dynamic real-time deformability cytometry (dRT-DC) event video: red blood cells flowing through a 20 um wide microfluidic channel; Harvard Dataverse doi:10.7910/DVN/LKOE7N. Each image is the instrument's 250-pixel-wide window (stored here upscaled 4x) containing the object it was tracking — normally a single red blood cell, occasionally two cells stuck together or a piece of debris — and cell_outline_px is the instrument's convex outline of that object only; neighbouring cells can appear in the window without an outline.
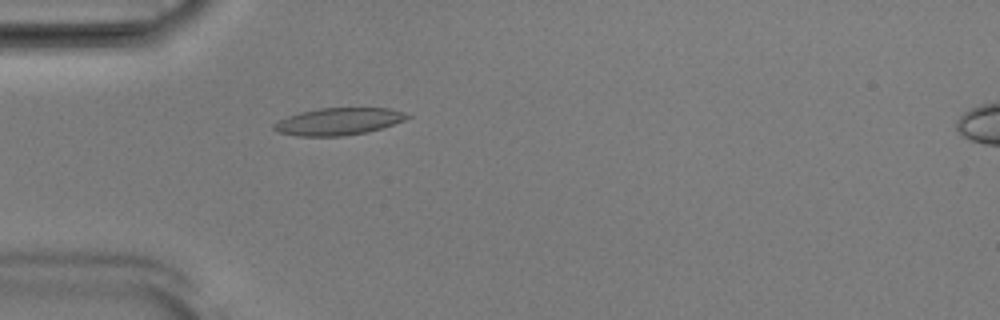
{"species": "Egyptian fruit bat (a non-hibernating species)", "species_latin": "Rousettus aegyptiacus", "temperature_condition": "room temperature", "stored_images_in_passage": 52, "camera_frame_rate_fps": 3000, "um_per_image_px": 0.085, "animal": {"sex": "male"}, "frame": {"image": 1, "passage_image": 15, "time_ms": 4.667, "image_size_px": [1000, 320], "cell_outline_px": [[412, 116], [404, 120], [380, 128], [364, 132], [344, 136], [296, 136], [276, 132], [272, 128], [272, 124], [288, 116], [300, 112], [320, 108], [388, 108], [404, 112]], "centroid_in_image_um": [28.72, 10.32], "position_along_channel_um": 56.3, "area_um2": 20.98}}
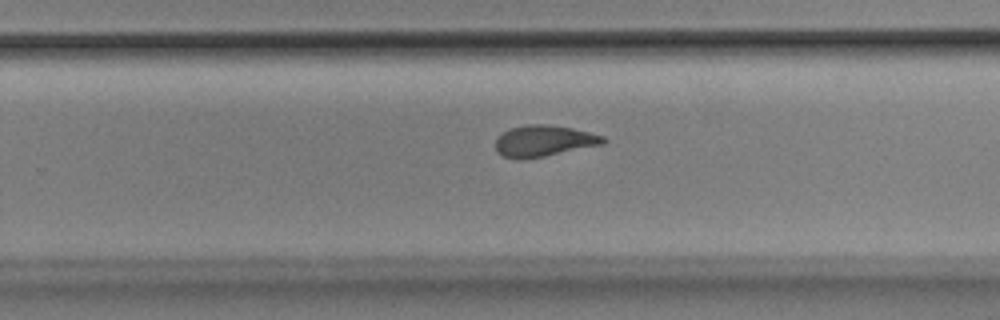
{"frame": {"image": 2, "passage_image": 33, "time_ms": 10.667, "image_size_px": [1000, 320], "cell_outline_px": [[608, 140], [604, 144], [524, 160], [516, 160], [504, 156], [496, 152], [496, 136], [512, 128], [528, 124], [544, 124], [572, 128], [604, 136]], "centroid_in_image_um": [46.21, 11.99], "position_along_channel_um": 283.6, "area_um2": 19.65}}
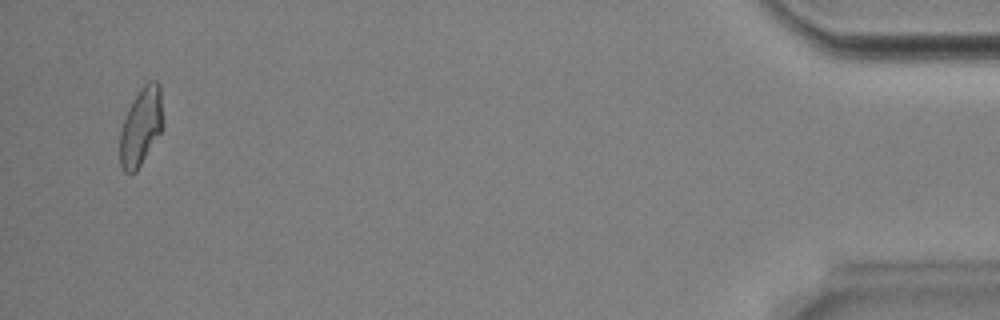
{"frame": {"image": 3, "passage_image": 50, "time_ms": 16.333, "image_size_px": [1000, 320], "cell_outline_px": [[164, 128], [136, 172], [124, 172], [120, 164], [120, 132], [128, 108], [132, 100], [140, 88], [148, 80], [156, 80], [160, 84], [164, 120]], "centroid_in_image_um": [12.02, 10.72], "position_along_channel_um": 423.2, "area_um2": 19.94}, "authors_computed_cell_mechanics": {"area_um2": 19.9121, "velocity_mm_per_s": 3.8931, "shape_relaxation_time_tau1_ms": null, "shape_relaxation_time_tau2_ms": 2.3054, "deformation_change_tau1": null, "deformation_change_tau2": 0.102}}